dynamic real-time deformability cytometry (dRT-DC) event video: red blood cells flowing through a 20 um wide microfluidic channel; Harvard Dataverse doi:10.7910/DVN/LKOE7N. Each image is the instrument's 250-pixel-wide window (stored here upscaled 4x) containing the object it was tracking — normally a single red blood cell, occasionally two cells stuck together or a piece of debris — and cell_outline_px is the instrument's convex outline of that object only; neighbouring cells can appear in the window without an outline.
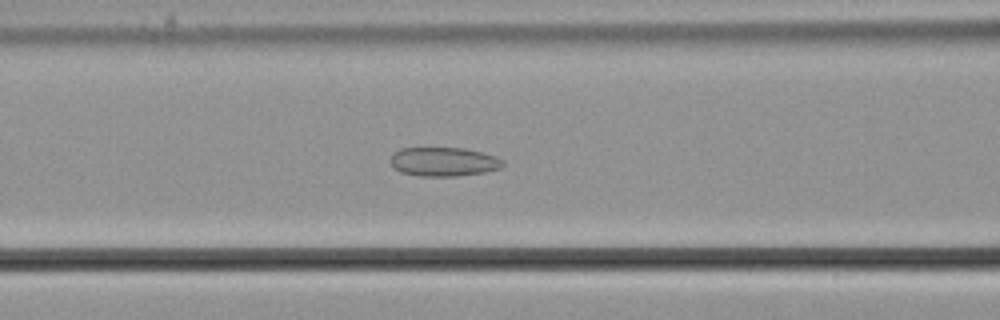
{"species": "common noctule bat (a hibernating species)", "species_latin": "Nyctalus noctula", "temperature_condition": "cold", "stored_images_in_passage": 58, "camera_frame_rate_fps": 3000, "um_per_image_px": 0.085, "animal": {"sex": "male", "body_mass_g": 21.5, "forearm_length_mm": 52.0}, "frame": {"image": 1, "passage_image": 24, "time_ms": 7.667, "image_size_px": [1000, 320], "cell_outline_px": [[504, 164], [500, 168], [484, 172], [456, 176], [420, 176], [400, 172], [392, 168], [388, 160], [392, 152], [400, 148], [464, 148], [496, 156], [504, 160]], "centroid_in_image_um": [37.64, 13.74], "position_along_channel_um": 129.0, "area_um2": 19.25}}
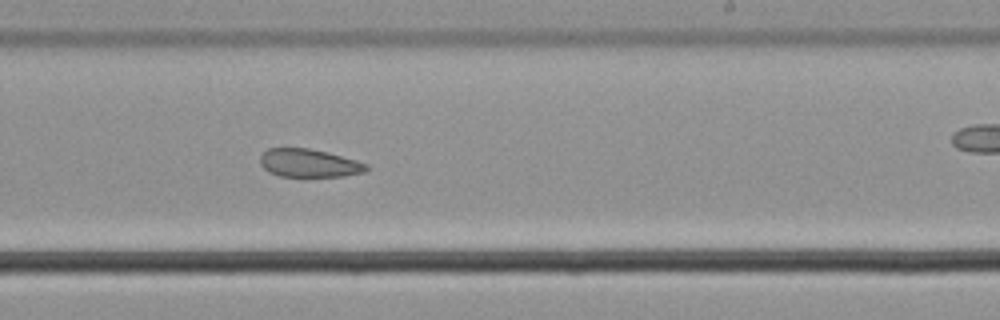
{"frame": {"image": 2, "passage_image": 35, "time_ms": 11.333, "image_size_px": [1000, 320], "cell_outline_px": [[368, 172], [344, 176], [280, 176], [268, 172], [260, 164], [260, 156], [268, 148], [308, 148], [328, 152], [356, 160], [368, 164]], "centroid_in_image_um": [26.29, 13.86], "position_along_channel_um": 262.7, "area_um2": 17.51}}
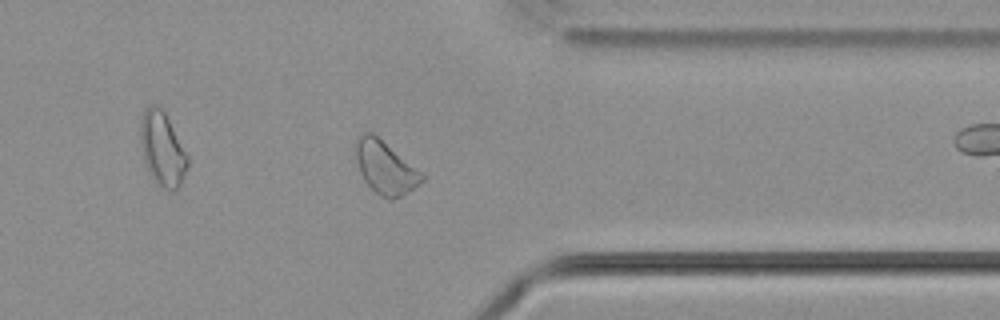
{"frame": {"image": 3, "passage_image": 45, "time_ms": 14.667, "image_size_px": [1000, 320], "cell_outline_px": [[424, 180], [420, 184], [408, 192], [392, 200], [388, 200], [380, 196], [364, 180], [360, 172], [356, 160], [356, 140], [364, 132], [372, 132], [420, 172], [424, 176]], "centroid_in_image_um": [32.73, 14.27], "position_along_channel_um": 378.7, "area_um2": 19.83}, "authors_computed_cell_mechanics": {"area_um2": 22.8599, "velocity_mm_per_s": 3.6589, "shape_relaxation_time_tau1_ms": null, "shape_relaxation_time_tau2_ms": 9.2692, "deformation_change_tau1": null, "deformation_change_tau2": 0.1784}}